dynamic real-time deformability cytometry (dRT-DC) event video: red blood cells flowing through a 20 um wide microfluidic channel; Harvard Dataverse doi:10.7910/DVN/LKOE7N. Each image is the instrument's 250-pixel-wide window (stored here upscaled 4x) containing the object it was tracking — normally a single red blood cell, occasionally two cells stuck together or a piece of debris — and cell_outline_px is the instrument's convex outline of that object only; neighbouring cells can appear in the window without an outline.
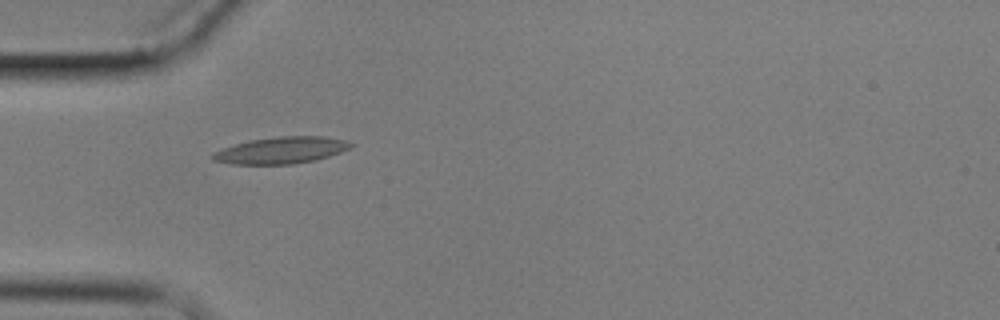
{"species": "common noctule bat (a hibernating species)", "species_latin": "Nyctalus noctula", "temperature_condition": "cold", "stored_images_in_passage": 3, "camera_frame_rate_fps": 3000, "um_per_image_px": 0.085, "animal": {"sex": "male", "body_mass_g": 17.9}, "frame": {"image": 1, "passage_image": 1, "time_ms": 0.0, "image_size_px": [1000, 320], "cell_outline_px": [[352, 144], [348, 148], [340, 152], [316, 160], [292, 164], [232, 164], [212, 160], [212, 152], [220, 148], [248, 140], [280, 136], [324, 136], [344, 140]], "centroid_in_image_um": [23.83, 12.77], "position_along_channel_um": 61.2, "area_um2": 21.44}}
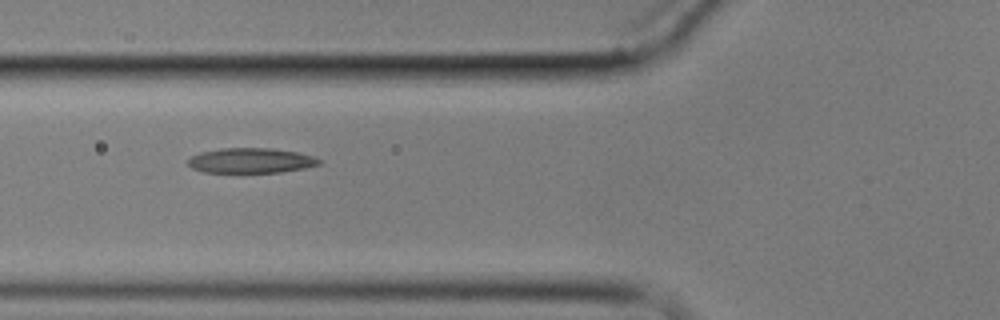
{"frame": {"image": 2, "passage_image": 2, "time_ms": 1.333, "image_size_px": [1000, 320], "cell_outline_px": [[320, 164], [304, 168], [280, 172], [204, 172], [192, 168], [188, 164], [188, 160], [192, 156], [200, 152], [220, 148], [272, 148], [296, 152], [312, 156], [320, 160]], "centroid_in_image_um": [21.3, 13.64], "position_along_channel_um": 104.5, "area_um2": 18.96}}
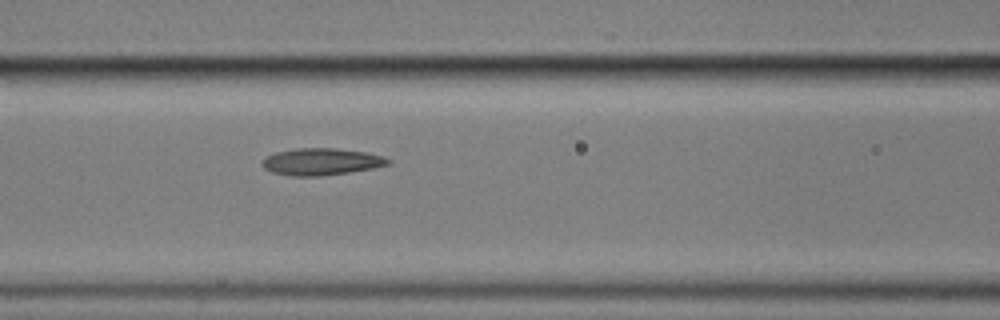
{"frame": {"image": 3, "passage_image": 3, "time_ms": 2.333, "image_size_px": [1000, 320], "cell_outline_px": [[392, 160], [388, 164], [372, 168], [348, 172], [320, 176], [288, 176], [272, 172], [264, 168], [260, 164], [264, 156], [276, 152], [296, 148], [336, 148], [368, 152], [384, 156]], "centroid_in_image_um": [27.27, 13.73], "position_along_channel_um": 139.3, "area_um2": 19.94}}